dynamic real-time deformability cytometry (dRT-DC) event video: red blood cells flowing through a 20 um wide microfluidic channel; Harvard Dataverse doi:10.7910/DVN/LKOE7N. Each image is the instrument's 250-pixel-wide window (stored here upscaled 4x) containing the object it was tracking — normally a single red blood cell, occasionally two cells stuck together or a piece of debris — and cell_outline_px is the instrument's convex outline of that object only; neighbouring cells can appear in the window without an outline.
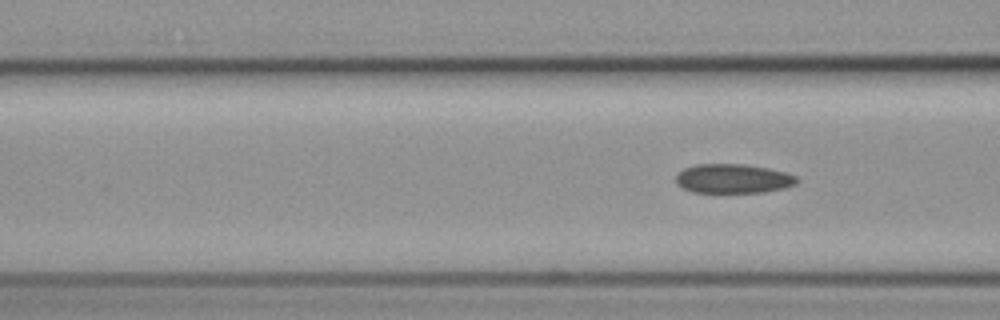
{"species": "common noctule bat (a hibernating species)", "species_latin": "Nyctalus noctula", "temperature_condition": "cold", "stored_images_in_passage": 4, "camera_frame_rate_fps": 3000, "um_per_image_px": 0.085, "animal": {"sex": "female", "body_mass_g": 19.3, "forearm_length_mm": 54.1}, "frame": {"image": 1, "passage_image": 4, "time_ms": 4.0, "image_size_px": [1000, 320], "cell_outline_px": [[800, 180], [796, 184], [784, 188], [764, 192], [692, 192], [676, 184], [676, 176], [684, 168], [696, 164], [744, 164], [768, 168], [784, 172], [796, 176]], "centroid_in_image_um": [62.32, 15.18], "position_along_channel_um": 104.3, "area_um2": 20.58}}